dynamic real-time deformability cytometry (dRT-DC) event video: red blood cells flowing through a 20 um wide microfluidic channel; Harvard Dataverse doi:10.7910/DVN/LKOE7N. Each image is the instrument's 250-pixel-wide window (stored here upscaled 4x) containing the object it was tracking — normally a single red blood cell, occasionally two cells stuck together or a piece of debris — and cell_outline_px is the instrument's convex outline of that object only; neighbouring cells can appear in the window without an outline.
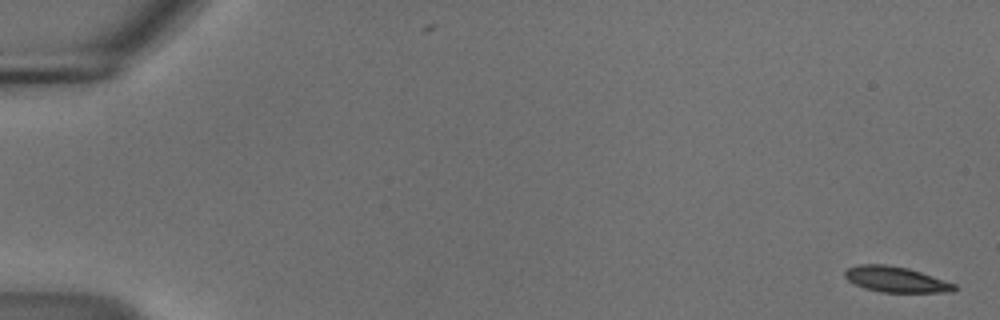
{"species": "common noctule bat (a hibernating species)", "species_latin": "Nyctalus noctula", "temperature_condition": "cold", "stored_images_in_passage": 55, "camera_frame_rate_fps": 3000, "um_per_image_px": 0.085, "animal": {"sex": "male", "body_mass_g": 18.8}, "frame": {"image": 1, "passage_image": 1, "time_ms": 0.0, "image_size_px": [1000, 320], "cell_outline_px": [[956, 288], [952, 292], [880, 292], [864, 288], [848, 280], [844, 276], [844, 272], [848, 268], [860, 264], [884, 264], [908, 268], [956, 284]], "centroid_in_image_um": [76.13, 23.75], "position_along_channel_um": 8.9, "area_um2": 16.18}}
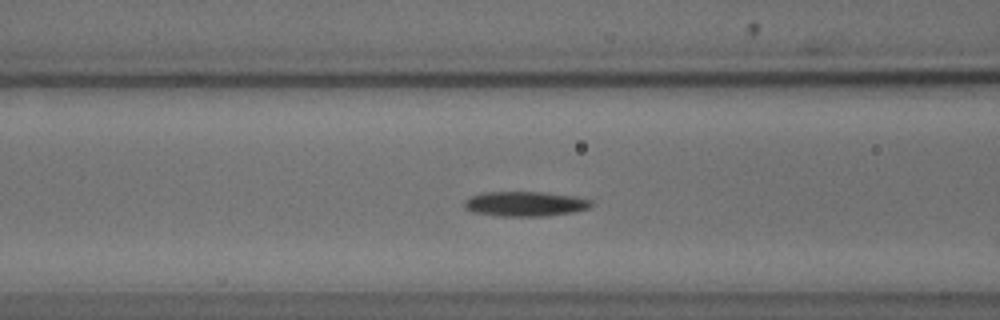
{"frame": {"image": 2, "passage_image": 23, "time_ms": 7.333, "image_size_px": [1000, 320], "cell_outline_px": [[592, 204], [588, 208], [572, 212], [544, 216], [500, 216], [472, 212], [464, 208], [464, 200], [468, 196], [484, 192], [544, 192], [572, 196], [592, 200]], "centroid_in_image_um": [44.57, 17.32], "position_along_channel_um": 122.0, "area_um2": 18.38}}
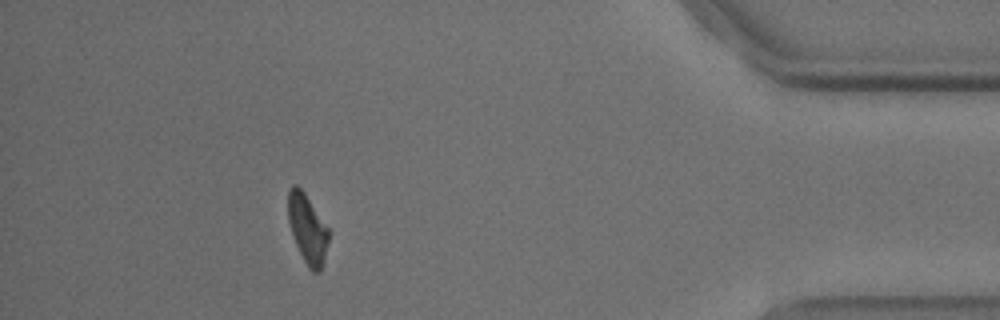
{"frame": {"image": 3, "passage_image": 50, "time_ms": 16.333, "image_size_px": [1000, 320], "cell_outline_px": [[328, 240], [320, 272], [312, 272], [308, 268], [296, 244], [288, 220], [288, 188], [292, 184], [296, 184], [304, 192], [328, 228]], "centroid_in_image_um": [26.11, 19.42], "position_along_channel_um": 409.1, "area_um2": 15.95}, "authors_computed_cell_mechanics": {"area_um2": 17.629, "velocity_mm_per_s": 3.6929, "shape_relaxation_time_tau1_ms": 6.8395, "shape_relaxation_time_tau2_ms": null, "deformation_change_tau1": 0.1638, "deformation_change_tau2": null}}